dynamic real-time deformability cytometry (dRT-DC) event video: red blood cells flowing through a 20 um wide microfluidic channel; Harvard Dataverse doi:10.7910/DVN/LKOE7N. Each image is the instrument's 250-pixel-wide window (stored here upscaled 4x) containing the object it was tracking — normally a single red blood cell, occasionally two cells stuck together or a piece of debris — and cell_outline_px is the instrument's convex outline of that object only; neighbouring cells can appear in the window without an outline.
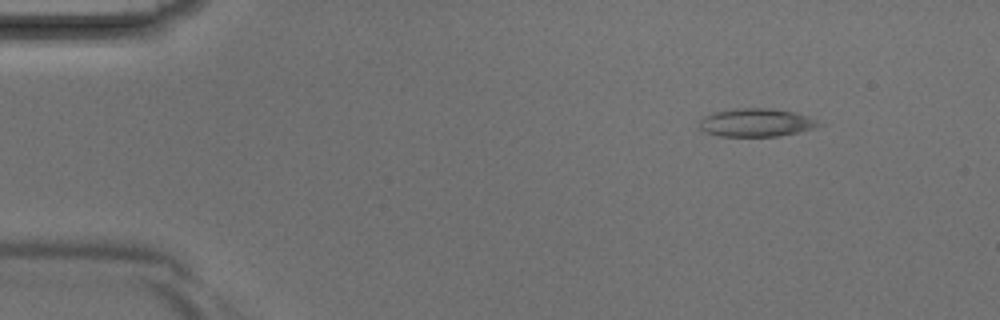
{"species": "Egyptian fruit bat (a non-hibernating species)", "species_latin": "Rousettus aegyptiacus", "temperature_condition": "room temperature", "stored_images_in_passage": 5, "camera_frame_rate_fps": 3000, "um_per_image_px": 0.085, "animal": {"sex": "male"}, "frame": {"image": 1, "passage_image": 2, "time_ms": 0.333, "image_size_px": [1000, 320], "cell_outline_px": [[824, 124], [816, 128], [800, 132], [776, 136], [720, 136], [708, 132], [700, 128], [700, 120], [704, 116], [712, 112], [736, 108], [772, 108], [796, 112], [808, 116]], "centroid_in_image_um": [64.33, 10.41], "position_along_channel_um": 20.7, "area_um2": 19.71}}